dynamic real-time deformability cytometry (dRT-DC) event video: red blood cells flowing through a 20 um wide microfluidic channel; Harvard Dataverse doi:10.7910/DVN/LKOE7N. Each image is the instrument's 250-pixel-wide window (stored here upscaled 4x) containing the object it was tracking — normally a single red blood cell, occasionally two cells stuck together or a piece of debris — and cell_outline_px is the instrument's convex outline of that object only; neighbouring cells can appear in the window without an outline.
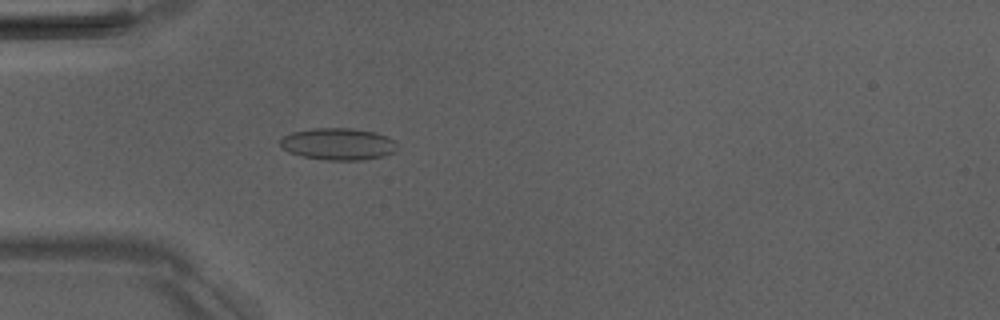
{"species": "Egyptian fruit bat (a non-hibernating species)", "species_latin": "Rousettus aegyptiacus", "temperature_condition": "room temperature", "stored_images_in_passage": 51, "camera_frame_rate_fps": 3000, "um_per_image_px": 0.085, "animal": {"sex": "male"}, "frame": {"image": 1, "passage_image": 15, "time_ms": 4.667, "image_size_px": [1000, 320], "cell_outline_px": [[396, 152], [384, 156], [364, 160], [328, 160], [300, 156], [288, 152], [280, 144], [280, 140], [284, 136], [292, 132], [312, 128], [352, 128], [376, 132], [392, 140], [396, 148]], "centroid_in_image_um": [28.73, 12.24], "position_along_channel_um": 56.3, "area_um2": 21.73}}
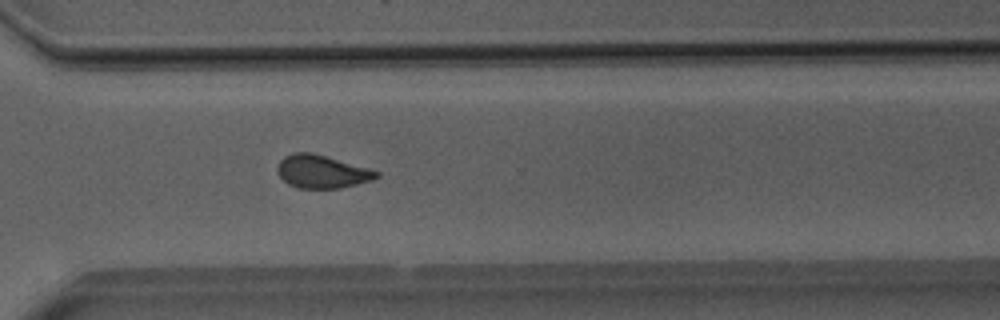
{"frame": {"image": 2, "passage_image": 37, "time_ms": 12.0, "image_size_px": [1000, 320], "cell_outline_px": [[380, 176], [372, 180], [340, 188], [300, 188], [288, 184], [276, 172], [276, 168], [280, 160], [284, 156], [296, 152], [312, 152], [368, 168], [380, 172]], "centroid_in_image_um": [27.34, 14.58], "position_along_channel_um": 343.3, "area_um2": 19.02}}
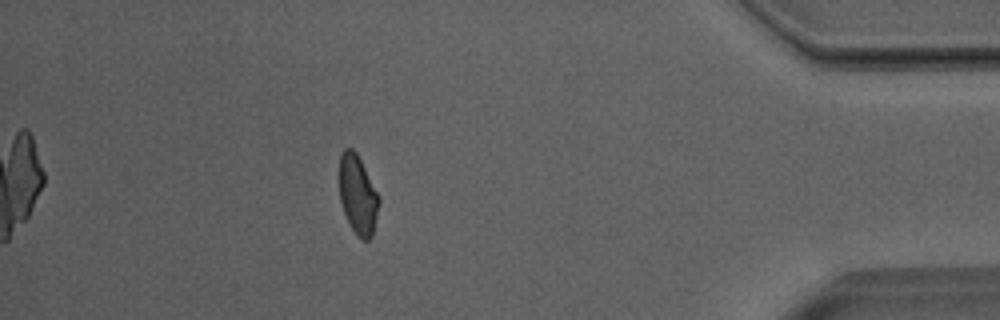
{"frame": {"image": 3, "passage_image": 45, "time_ms": 14.667, "image_size_px": [1000, 320], "cell_outline_px": [[380, 200], [372, 236], [368, 240], [360, 240], [356, 236], [344, 212], [340, 200], [340, 152], [344, 148], [352, 148], [356, 152], [380, 196]], "centroid_in_image_um": [30.42, 16.56], "position_along_channel_um": 404.8, "area_um2": 18.21}, "authors_computed_cell_mechanics": {"area_um2": 19.652, "velocity_mm_per_s": 4.013, "shape_relaxation_time_tau1_ms": 9.7592, "shape_relaxation_time_tau2_ms": 1.6845, "deformation_change_tau1": 0.1628, "deformation_change_tau2": 0.07}}